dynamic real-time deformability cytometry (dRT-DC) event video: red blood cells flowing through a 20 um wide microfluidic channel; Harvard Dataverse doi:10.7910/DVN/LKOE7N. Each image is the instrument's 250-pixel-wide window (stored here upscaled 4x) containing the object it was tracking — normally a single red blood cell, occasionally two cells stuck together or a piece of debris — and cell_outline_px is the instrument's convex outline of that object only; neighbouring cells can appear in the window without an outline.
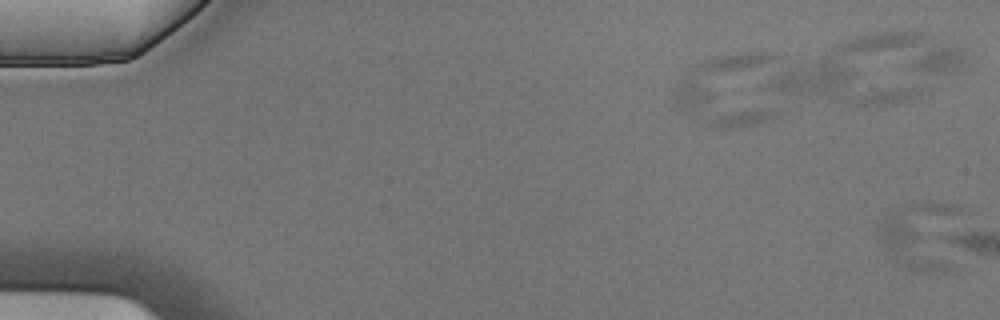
{"species": "Egyptian fruit bat (a non-hibernating species)", "species_latin": "Rousettus aegyptiacus", "temperature_condition": "cold", "stored_images_in_passage": 6, "camera_frame_rate_fps": 3000, "um_per_image_px": 0.085, "animal": {"sex": "male"}, "frame": {"image": 1, "passage_image": 1, "time_ms": 0.0, "image_size_px": [1000, 320], "cell_outline_px": [[960, 208], [956, 268], [948, 272], [928, 272], [912, 268], [896, 260], [880, 244], [880, 224], [884, 216], [908, 204], [920, 200], [952, 204]], "centroid_in_image_um": [78.45, 20.03], "position_along_channel_um": 6.6, "area_um2": 33.76}}